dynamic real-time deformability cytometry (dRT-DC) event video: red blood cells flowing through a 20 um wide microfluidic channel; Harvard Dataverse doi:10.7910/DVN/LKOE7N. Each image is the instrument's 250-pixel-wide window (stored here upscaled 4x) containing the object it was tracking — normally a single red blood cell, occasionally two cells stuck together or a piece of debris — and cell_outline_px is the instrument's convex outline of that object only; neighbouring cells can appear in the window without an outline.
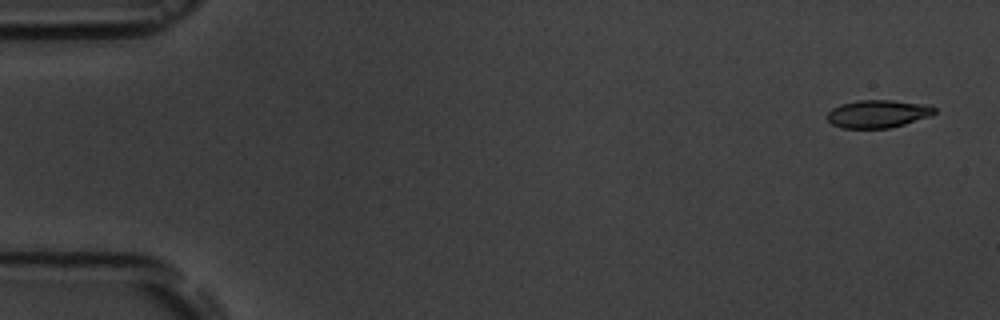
{"species": "common noctule bat (a hibernating species)", "species_latin": "Nyctalus noctula", "temperature_condition": "room temperature", "stored_images_in_passage": 5, "camera_frame_rate_fps": 3000, "um_per_image_px": 0.085, "animal": {"sex": "male", "body_mass_g": 19.5, "forearm_length_mm": 54.6}, "frame": {"image": 1, "passage_image": 1, "time_ms": 0.0, "image_size_px": [1000, 320], "cell_outline_px": [[936, 112], [932, 116], [904, 124], [888, 128], [840, 128], [832, 124], [824, 116], [832, 108], [840, 104], [856, 100], [892, 100], [928, 104], [936, 108]], "centroid_in_image_um": [74.61, 9.67], "position_along_channel_um": 10.4, "area_um2": 17.69}}
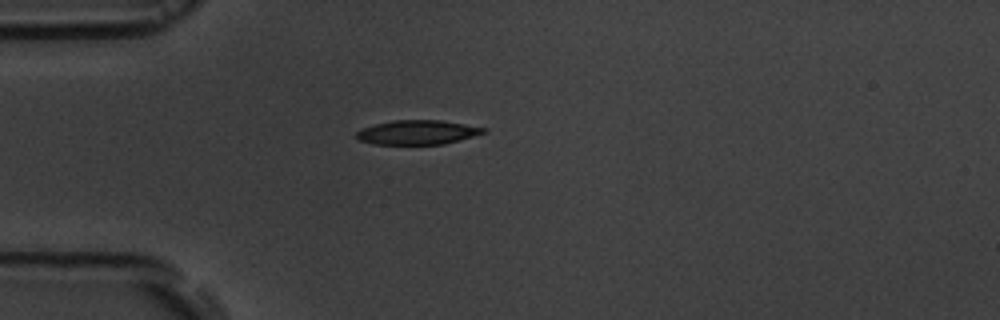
{"frame": {"image": 2, "passage_image": 4, "time_ms": 4.333, "image_size_px": [1000, 320], "cell_outline_px": [[488, 132], [460, 140], [444, 144], [372, 144], [360, 140], [356, 136], [356, 132], [364, 128], [376, 124], [392, 120], [440, 120], [488, 128]], "centroid_in_image_um": [35.53, 11.25], "position_along_channel_um": 49.5, "area_um2": 17.98}}